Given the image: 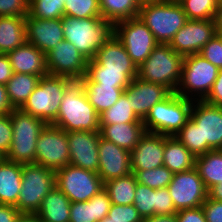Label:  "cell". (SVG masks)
I'll list each match as a JSON object with an SVG mask.
<instances>
[{
  "label": "cell",
  "instance_id": "cell-1",
  "mask_svg": "<svg viewBox=\"0 0 222 222\" xmlns=\"http://www.w3.org/2000/svg\"><path fill=\"white\" fill-rule=\"evenodd\" d=\"M64 40L71 42L88 61L115 36V23L103 18H61Z\"/></svg>",
  "mask_w": 222,
  "mask_h": 222
},
{
  "label": "cell",
  "instance_id": "cell-2",
  "mask_svg": "<svg viewBox=\"0 0 222 222\" xmlns=\"http://www.w3.org/2000/svg\"><path fill=\"white\" fill-rule=\"evenodd\" d=\"M52 125L70 131H100V117L89 103L79 80H74L65 90L58 115Z\"/></svg>",
  "mask_w": 222,
  "mask_h": 222
},
{
  "label": "cell",
  "instance_id": "cell-3",
  "mask_svg": "<svg viewBox=\"0 0 222 222\" xmlns=\"http://www.w3.org/2000/svg\"><path fill=\"white\" fill-rule=\"evenodd\" d=\"M138 18L159 44H169L188 21L180 3L168 0L141 3Z\"/></svg>",
  "mask_w": 222,
  "mask_h": 222
},
{
  "label": "cell",
  "instance_id": "cell-4",
  "mask_svg": "<svg viewBox=\"0 0 222 222\" xmlns=\"http://www.w3.org/2000/svg\"><path fill=\"white\" fill-rule=\"evenodd\" d=\"M73 79L64 76L46 75L40 78L38 85L20 108L25 113L52 124L58 115L65 90Z\"/></svg>",
  "mask_w": 222,
  "mask_h": 222
},
{
  "label": "cell",
  "instance_id": "cell-5",
  "mask_svg": "<svg viewBox=\"0 0 222 222\" xmlns=\"http://www.w3.org/2000/svg\"><path fill=\"white\" fill-rule=\"evenodd\" d=\"M10 117L13 127L12 143L4 158L20 164L35 163L38 136L47 123L21 109H13Z\"/></svg>",
  "mask_w": 222,
  "mask_h": 222
},
{
  "label": "cell",
  "instance_id": "cell-6",
  "mask_svg": "<svg viewBox=\"0 0 222 222\" xmlns=\"http://www.w3.org/2000/svg\"><path fill=\"white\" fill-rule=\"evenodd\" d=\"M193 100L172 92L156 103L143 120L145 131L166 136L176 135L190 118Z\"/></svg>",
  "mask_w": 222,
  "mask_h": 222
},
{
  "label": "cell",
  "instance_id": "cell-7",
  "mask_svg": "<svg viewBox=\"0 0 222 222\" xmlns=\"http://www.w3.org/2000/svg\"><path fill=\"white\" fill-rule=\"evenodd\" d=\"M184 56L176 53L169 44H158L149 57L138 67V78L159 83L176 92L181 79Z\"/></svg>",
  "mask_w": 222,
  "mask_h": 222
},
{
  "label": "cell",
  "instance_id": "cell-8",
  "mask_svg": "<svg viewBox=\"0 0 222 222\" xmlns=\"http://www.w3.org/2000/svg\"><path fill=\"white\" fill-rule=\"evenodd\" d=\"M219 69L199 53L184 56L176 93L191 100H204L216 81Z\"/></svg>",
  "mask_w": 222,
  "mask_h": 222
},
{
  "label": "cell",
  "instance_id": "cell-9",
  "mask_svg": "<svg viewBox=\"0 0 222 222\" xmlns=\"http://www.w3.org/2000/svg\"><path fill=\"white\" fill-rule=\"evenodd\" d=\"M55 186V171L36 163L22 164L21 189L15 207L21 214H36Z\"/></svg>",
  "mask_w": 222,
  "mask_h": 222
},
{
  "label": "cell",
  "instance_id": "cell-10",
  "mask_svg": "<svg viewBox=\"0 0 222 222\" xmlns=\"http://www.w3.org/2000/svg\"><path fill=\"white\" fill-rule=\"evenodd\" d=\"M56 186L71 202H85L104 188L98 173L83 168L66 165L55 172Z\"/></svg>",
  "mask_w": 222,
  "mask_h": 222
},
{
  "label": "cell",
  "instance_id": "cell-11",
  "mask_svg": "<svg viewBox=\"0 0 222 222\" xmlns=\"http://www.w3.org/2000/svg\"><path fill=\"white\" fill-rule=\"evenodd\" d=\"M115 36L137 67L159 44L150 29L138 17L115 23Z\"/></svg>",
  "mask_w": 222,
  "mask_h": 222
},
{
  "label": "cell",
  "instance_id": "cell-12",
  "mask_svg": "<svg viewBox=\"0 0 222 222\" xmlns=\"http://www.w3.org/2000/svg\"><path fill=\"white\" fill-rule=\"evenodd\" d=\"M35 163L53 171L70 164L67 132L47 124L38 136Z\"/></svg>",
  "mask_w": 222,
  "mask_h": 222
},
{
  "label": "cell",
  "instance_id": "cell-13",
  "mask_svg": "<svg viewBox=\"0 0 222 222\" xmlns=\"http://www.w3.org/2000/svg\"><path fill=\"white\" fill-rule=\"evenodd\" d=\"M190 118L199 126L200 155L222 150V107L194 100Z\"/></svg>",
  "mask_w": 222,
  "mask_h": 222
},
{
  "label": "cell",
  "instance_id": "cell-14",
  "mask_svg": "<svg viewBox=\"0 0 222 222\" xmlns=\"http://www.w3.org/2000/svg\"><path fill=\"white\" fill-rule=\"evenodd\" d=\"M167 188L177 211L199 208L208 198V190L196 168L174 173Z\"/></svg>",
  "mask_w": 222,
  "mask_h": 222
},
{
  "label": "cell",
  "instance_id": "cell-15",
  "mask_svg": "<svg viewBox=\"0 0 222 222\" xmlns=\"http://www.w3.org/2000/svg\"><path fill=\"white\" fill-rule=\"evenodd\" d=\"M49 75L81 80L86 76L88 60L66 40L58 43L46 54Z\"/></svg>",
  "mask_w": 222,
  "mask_h": 222
},
{
  "label": "cell",
  "instance_id": "cell-16",
  "mask_svg": "<svg viewBox=\"0 0 222 222\" xmlns=\"http://www.w3.org/2000/svg\"><path fill=\"white\" fill-rule=\"evenodd\" d=\"M216 34L215 19L188 20L169 45L182 56L198 54Z\"/></svg>",
  "mask_w": 222,
  "mask_h": 222
},
{
  "label": "cell",
  "instance_id": "cell-17",
  "mask_svg": "<svg viewBox=\"0 0 222 222\" xmlns=\"http://www.w3.org/2000/svg\"><path fill=\"white\" fill-rule=\"evenodd\" d=\"M67 137L70 165L97 173L100 131H70L67 132Z\"/></svg>",
  "mask_w": 222,
  "mask_h": 222
},
{
  "label": "cell",
  "instance_id": "cell-18",
  "mask_svg": "<svg viewBox=\"0 0 222 222\" xmlns=\"http://www.w3.org/2000/svg\"><path fill=\"white\" fill-rule=\"evenodd\" d=\"M86 71H113L138 73L123 44L114 36L97 50L95 57L88 61Z\"/></svg>",
  "mask_w": 222,
  "mask_h": 222
},
{
  "label": "cell",
  "instance_id": "cell-19",
  "mask_svg": "<svg viewBox=\"0 0 222 222\" xmlns=\"http://www.w3.org/2000/svg\"><path fill=\"white\" fill-rule=\"evenodd\" d=\"M171 93L172 91L162 84L147 82L138 77L124 89V94L131 101V109L141 120L146 118L156 103L163 101Z\"/></svg>",
  "mask_w": 222,
  "mask_h": 222
},
{
  "label": "cell",
  "instance_id": "cell-20",
  "mask_svg": "<svg viewBox=\"0 0 222 222\" xmlns=\"http://www.w3.org/2000/svg\"><path fill=\"white\" fill-rule=\"evenodd\" d=\"M98 153L99 166L97 173L103 183L132 173L130 152L128 150L100 137Z\"/></svg>",
  "mask_w": 222,
  "mask_h": 222
},
{
  "label": "cell",
  "instance_id": "cell-21",
  "mask_svg": "<svg viewBox=\"0 0 222 222\" xmlns=\"http://www.w3.org/2000/svg\"><path fill=\"white\" fill-rule=\"evenodd\" d=\"M26 19V42L33 44L43 53L50 50L64 40L61 19H38L29 14Z\"/></svg>",
  "mask_w": 222,
  "mask_h": 222
},
{
  "label": "cell",
  "instance_id": "cell-22",
  "mask_svg": "<svg viewBox=\"0 0 222 222\" xmlns=\"http://www.w3.org/2000/svg\"><path fill=\"white\" fill-rule=\"evenodd\" d=\"M164 135L145 132L130 152L131 170H150L163 166Z\"/></svg>",
  "mask_w": 222,
  "mask_h": 222
},
{
  "label": "cell",
  "instance_id": "cell-23",
  "mask_svg": "<svg viewBox=\"0 0 222 222\" xmlns=\"http://www.w3.org/2000/svg\"><path fill=\"white\" fill-rule=\"evenodd\" d=\"M13 73L32 74L40 77L49 74L46 54L33 44L25 42L22 46L7 53Z\"/></svg>",
  "mask_w": 222,
  "mask_h": 222
},
{
  "label": "cell",
  "instance_id": "cell-24",
  "mask_svg": "<svg viewBox=\"0 0 222 222\" xmlns=\"http://www.w3.org/2000/svg\"><path fill=\"white\" fill-rule=\"evenodd\" d=\"M112 203L108 193L103 189L85 202H71L69 222H100Z\"/></svg>",
  "mask_w": 222,
  "mask_h": 222
},
{
  "label": "cell",
  "instance_id": "cell-25",
  "mask_svg": "<svg viewBox=\"0 0 222 222\" xmlns=\"http://www.w3.org/2000/svg\"><path fill=\"white\" fill-rule=\"evenodd\" d=\"M143 122L100 124L101 137L131 152L145 133Z\"/></svg>",
  "mask_w": 222,
  "mask_h": 222
},
{
  "label": "cell",
  "instance_id": "cell-26",
  "mask_svg": "<svg viewBox=\"0 0 222 222\" xmlns=\"http://www.w3.org/2000/svg\"><path fill=\"white\" fill-rule=\"evenodd\" d=\"M21 181L22 164L3 158L0 162V204H17Z\"/></svg>",
  "mask_w": 222,
  "mask_h": 222
},
{
  "label": "cell",
  "instance_id": "cell-27",
  "mask_svg": "<svg viewBox=\"0 0 222 222\" xmlns=\"http://www.w3.org/2000/svg\"><path fill=\"white\" fill-rule=\"evenodd\" d=\"M70 199L55 186L42 200L36 212L42 222H69Z\"/></svg>",
  "mask_w": 222,
  "mask_h": 222
},
{
  "label": "cell",
  "instance_id": "cell-28",
  "mask_svg": "<svg viewBox=\"0 0 222 222\" xmlns=\"http://www.w3.org/2000/svg\"><path fill=\"white\" fill-rule=\"evenodd\" d=\"M196 157L175 137L164 135L163 165L173 174L195 168Z\"/></svg>",
  "mask_w": 222,
  "mask_h": 222
},
{
  "label": "cell",
  "instance_id": "cell-29",
  "mask_svg": "<svg viewBox=\"0 0 222 222\" xmlns=\"http://www.w3.org/2000/svg\"><path fill=\"white\" fill-rule=\"evenodd\" d=\"M79 81L82 83L89 103L99 115L111 108L124 93L123 88L113 87V85H98L87 76Z\"/></svg>",
  "mask_w": 222,
  "mask_h": 222
},
{
  "label": "cell",
  "instance_id": "cell-30",
  "mask_svg": "<svg viewBox=\"0 0 222 222\" xmlns=\"http://www.w3.org/2000/svg\"><path fill=\"white\" fill-rule=\"evenodd\" d=\"M25 42V17L0 16V53L7 54Z\"/></svg>",
  "mask_w": 222,
  "mask_h": 222
},
{
  "label": "cell",
  "instance_id": "cell-31",
  "mask_svg": "<svg viewBox=\"0 0 222 222\" xmlns=\"http://www.w3.org/2000/svg\"><path fill=\"white\" fill-rule=\"evenodd\" d=\"M40 76L32 74L13 73L7 82L6 92L13 109H20L34 91L40 81Z\"/></svg>",
  "mask_w": 222,
  "mask_h": 222
},
{
  "label": "cell",
  "instance_id": "cell-32",
  "mask_svg": "<svg viewBox=\"0 0 222 222\" xmlns=\"http://www.w3.org/2000/svg\"><path fill=\"white\" fill-rule=\"evenodd\" d=\"M195 168L207 190L222 182V150H212L197 156Z\"/></svg>",
  "mask_w": 222,
  "mask_h": 222
},
{
  "label": "cell",
  "instance_id": "cell-33",
  "mask_svg": "<svg viewBox=\"0 0 222 222\" xmlns=\"http://www.w3.org/2000/svg\"><path fill=\"white\" fill-rule=\"evenodd\" d=\"M137 185L134 173L125 177L113 178L104 182V190L108 193L112 204L132 205Z\"/></svg>",
  "mask_w": 222,
  "mask_h": 222
},
{
  "label": "cell",
  "instance_id": "cell-34",
  "mask_svg": "<svg viewBox=\"0 0 222 222\" xmlns=\"http://www.w3.org/2000/svg\"><path fill=\"white\" fill-rule=\"evenodd\" d=\"M99 4L102 18L114 23L138 17L141 5L139 0H99Z\"/></svg>",
  "mask_w": 222,
  "mask_h": 222
},
{
  "label": "cell",
  "instance_id": "cell-35",
  "mask_svg": "<svg viewBox=\"0 0 222 222\" xmlns=\"http://www.w3.org/2000/svg\"><path fill=\"white\" fill-rule=\"evenodd\" d=\"M130 99L123 93L118 101L99 115L100 124L143 122L131 109Z\"/></svg>",
  "mask_w": 222,
  "mask_h": 222
},
{
  "label": "cell",
  "instance_id": "cell-36",
  "mask_svg": "<svg viewBox=\"0 0 222 222\" xmlns=\"http://www.w3.org/2000/svg\"><path fill=\"white\" fill-rule=\"evenodd\" d=\"M220 0H181L180 5L188 20L215 19Z\"/></svg>",
  "mask_w": 222,
  "mask_h": 222
},
{
  "label": "cell",
  "instance_id": "cell-37",
  "mask_svg": "<svg viewBox=\"0 0 222 222\" xmlns=\"http://www.w3.org/2000/svg\"><path fill=\"white\" fill-rule=\"evenodd\" d=\"M65 0H29V15L38 19H61Z\"/></svg>",
  "mask_w": 222,
  "mask_h": 222
},
{
  "label": "cell",
  "instance_id": "cell-38",
  "mask_svg": "<svg viewBox=\"0 0 222 222\" xmlns=\"http://www.w3.org/2000/svg\"><path fill=\"white\" fill-rule=\"evenodd\" d=\"M132 173L138 183L152 189L167 188L173 177V173L164 165L150 170H132Z\"/></svg>",
  "mask_w": 222,
  "mask_h": 222
},
{
  "label": "cell",
  "instance_id": "cell-39",
  "mask_svg": "<svg viewBox=\"0 0 222 222\" xmlns=\"http://www.w3.org/2000/svg\"><path fill=\"white\" fill-rule=\"evenodd\" d=\"M64 15L84 18H102L99 0H65Z\"/></svg>",
  "mask_w": 222,
  "mask_h": 222
},
{
  "label": "cell",
  "instance_id": "cell-40",
  "mask_svg": "<svg viewBox=\"0 0 222 222\" xmlns=\"http://www.w3.org/2000/svg\"><path fill=\"white\" fill-rule=\"evenodd\" d=\"M86 76L98 85H113L126 89L138 73H121L113 71H86Z\"/></svg>",
  "mask_w": 222,
  "mask_h": 222
},
{
  "label": "cell",
  "instance_id": "cell-41",
  "mask_svg": "<svg viewBox=\"0 0 222 222\" xmlns=\"http://www.w3.org/2000/svg\"><path fill=\"white\" fill-rule=\"evenodd\" d=\"M134 196L133 205L142 219L155 215L156 189L137 182Z\"/></svg>",
  "mask_w": 222,
  "mask_h": 222
},
{
  "label": "cell",
  "instance_id": "cell-42",
  "mask_svg": "<svg viewBox=\"0 0 222 222\" xmlns=\"http://www.w3.org/2000/svg\"><path fill=\"white\" fill-rule=\"evenodd\" d=\"M195 157L200 156L199 126L189 118L181 130L174 135Z\"/></svg>",
  "mask_w": 222,
  "mask_h": 222
},
{
  "label": "cell",
  "instance_id": "cell-43",
  "mask_svg": "<svg viewBox=\"0 0 222 222\" xmlns=\"http://www.w3.org/2000/svg\"><path fill=\"white\" fill-rule=\"evenodd\" d=\"M108 216L113 222H142V217L134 205H115L112 204Z\"/></svg>",
  "mask_w": 222,
  "mask_h": 222
},
{
  "label": "cell",
  "instance_id": "cell-44",
  "mask_svg": "<svg viewBox=\"0 0 222 222\" xmlns=\"http://www.w3.org/2000/svg\"><path fill=\"white\" fill-rule=\"evenodd\" d=\"M218 69H222V36H214L199 53Z\"/></svg>",
  "mask_w": 222,
  "mask_h": 222
},
{
  "label": "cell",
  "instance_id": "cell-45",
  "mask_svg": "<svg viewBox=\"0 0 222 222\" xmlns=\"http://www.w3.org/2000/svg\"><path fill=\"white\" fill-rule=\"evenodd\" d=\"M29 13V0H0V16L26 17Z\"/></svg>",
  "mask_w": 222,
  "mask_h": 222
},
{
  "label": "cell",
  "instance_id": "cell-46",
  "mask_svg": "<svg viewBox=\"0 0 222 222\" xmlns=\"http://www.w3.org/2000/svg\"><path fill=\"white\" fill-rule=\"evenodd\" d=\"M13 127L10 113L0 114V154L4 157L12 143Z\"/></svg>",
  "mask_w": 222,
  "mask_h": 222
},
{
  "label": "cell",
  "instance_id": "cell-47",
  "mask_svg": "<svg viewBox=\"0 0 222 222\" xmlns=\"http://www.w3.org/2000/svg\"><path fill=\"white\" fill-rule=\"evenodd\" d=\"M176 212L177 210L174 207L168 188L156 189L155 215L173 214Z\"/></svg>",
  "mask_w": 222,
  "mask_h": 222
},
{
  "label": "cell",
  "instance_id": "cell-48",
  "mask_svg": "<svg viewBox=\"0 0 222 222\" xmlns=\"http://www.w3.org/2000/svg\"><path fill=\"white\" fill-rule=\"evenodd\" d=\"M201 207L204 210L207 222H222V202L208 197Z\"/></svg>",
  "mask_w": 222,
  "mask_h": 222
},
{
  "label": "cell",
  "instance_id": "cell-49",
  "mask_svg": "<svg viewBox=\"0 0 222 222\" xmlns=\"http://www.w3.org/2000/svg\"><path fill=\"white\" fill-rule=\"evenodd\" d=\"M177 222H207L202 207L182 209L176 212Z\"/></svg>",
  "mask_w": 222,
  "mask_h": 222
},
{
  "label": "cell",
  "instance_id": "cell-50",
  "mask_svg": "<svg viewBox=\"0 0 222 222\" xmlns=\"http://www.w3.org/2000/svg\"><path fill=\"white\" fill-rule=\"evenodd\" d=\"M204 101L211 105L222 107V69H219L216 81Z\"/></svg>",
  "mask_w": 222,
  "mask_h": 222
},
{
  "label": "cell",
  "instance_id": "cell-51",
  "mask_svg": "<svg viewBox=\"0 0 222 222\" xmlns=\"http://www.w3.org/2000/svg\"><path fill=\"white\" fill-rule=\"evenodd\" d=\"M13 75L12 66L7 54L0 53V84L6 85Z\"/></svg>",
  "mask_w": 222,
  "mask_h": 222
},
{
  "label": "cell",
  "instance_id": "cell-52",
  "mask_svg": "<svg viewBox=\"0 0 222 222\" xmlns=\"http://www.w3.org/2000/svg\"><path fill=\"white\" fill-rule=\"evenodd\" d=\"M20 215L14 205L0 204V222H16Z\"/></svg>",
  "mask_w": 222,
  "mask_h": 222
},
{
  "label": "cell",
  "instance_id": "cell-53",
  "mask_svg": "<svg viewBox=\"0 0 222 222\" xmlns=\"http://www.w3.org/2000/svg\"><path fill=\"white\" fill-rule=\"evenodd\" d=\"M13 108L6 92V86L0 84V114L10 113Z\"/></svg>",
  "mask_w": 222,
  "mask_h": 222
},
{
  "label": "cell",
  "instance_id": "cell-54",
  "mask_svg": "<svg viewBox=\"0 0 222 222\" xmlns=\"http://www.w3.org/2000/svg\"><path fill=\"white\" fill-rule=\"evenodd\" d=\"M142 222H177L176 213L153 215L147 218H143Z\"/></svg>",
  "mask_w": 222,
  "mask_h": 222
},
{
  "label": "cell",
  "instance_id": "cell-55",
  "mask_svg": "<svg viewBox=\"0 0 222 222\" xmlns=\"http://www.w3.org/2000/svg\"><path fill=\"white\" fill-rule=\"evenodd\" d=\"M208 197L210 199L222 202V182L214 185L208 190Z\"/></svg>",
  "mask_w": 222,
  "mask_h": 222
},
{
  "label": "cell",
  "instance_id": "cell-56",
  "mask_svg": "<svg viewBox=\"0 0 222 222\" xmlns=\"http://www.w3.org/2000/svg\"><path fill=\"white\" fill-rule=\"evenodd\" d=\"M216 33L222 36V0L219 1L217 13L215 17Z\"/></svg>",
  "mask_w": 222,
  "mask_h": 222
},
{
  "label": "cell",
  "instance_id": "cell-57",
  "mask_svg": "<svg viewBox=\"0 0 222 222\" xmlns=\"http://www.w3.org/2000/svg\"><path fill=\"white\" fill-rule=\"evenodd\" d=\"M16 222H42L36 214H21Z\"/></svg>",
  "mask_w": 222,
  "mask_h": 222
},
{
  "label": "cell",
  "instance_id": "cell-58",
  "mask_svg": "<svg viewBox=\"0 0 222 222\" xmlns=\"http://www.w3.org/2000/svg\"><path fill=\"white\" fill-rule=\"evenodd\" d=\"M100 222H113V221H111L110 217L107 215Z\"/></svg>",
  "mask_w": 222,
  "mask_h": 222
},
{
  "label": "cell",
  "instance_id": "cell-59",
  "mask_svg": "<svg viewBox=\"0 0 222 222\" xmlns=\"http://www.w3.org/2000/svg\"><path fill=\"white\" fill-rule=\"evenodd\" d=\"M140 3H145V2H155V1H165V0H139Z\"/></svg>",
  "mask_w": 222,
  "mask_h": 222
},
{
  "label": "cell",
  "instance_id": "cell-60",
  "mask_svg": "<svg viewBox=\"0 0 222 222\" xmlns=\"http://www.w3.org/2000/svg\"><path fill=\"white\" fill-rule=\"evenodd\" d=\"M168 1L179 2V1H181V0H168Z\"/></svg>",
  "mask_w": 222,
  "mask_h": 222
},
{
  "label": "cell",
  "instance_id": "cell-61",
  "mask_svg": "<svg viewBox=\"0 0 222 222\" xmlns=\"http://www.w3.org/2000/svg\"><path fill=\"white\" fill-rule=\"evenodd\" d=\"M3 158L4 156L0 154V162L2 161Z\"/></svg>",
  "mask_w": 222,
  "mask_h": 222
}]
</instances>
